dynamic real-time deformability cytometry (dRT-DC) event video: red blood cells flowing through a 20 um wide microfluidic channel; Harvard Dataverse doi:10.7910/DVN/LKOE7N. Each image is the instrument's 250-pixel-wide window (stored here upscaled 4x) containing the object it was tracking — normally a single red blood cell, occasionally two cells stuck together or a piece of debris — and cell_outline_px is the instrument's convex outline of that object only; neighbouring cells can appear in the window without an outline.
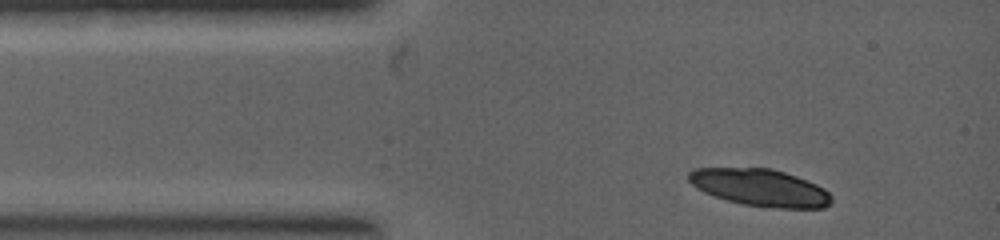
{"species": "common noctule bat (a hibernating species)", "species_latin": "Nyctalus noctula", "temperature_condition": "warm", "stored_images_in_passage": 2, "camera_frame_rate_fps": 5000, "um_per_image_px": 0.085, "animal": {"sex": "female", "body_mass_g": 19.0, "forearm_length_mm": 53.3}, "frame": {"image": 1, "passage_image": 2, "time_ms": 0.4, "image_size_px": [1000, 240], "cell_outline_px": [[832, 200], [824, 208], [780, 208], [744, 204], [728, 200], [704, 192], [696, 188], [688, 180], [688, 172], [692, 168], [772, 168], [796, 176], [816, 184], [824, 188], [832, 196]], "centroid_in_image_um": [64.6, 15.93], "position_along_channel_um": 20.4, "area_um2": 30.75}}